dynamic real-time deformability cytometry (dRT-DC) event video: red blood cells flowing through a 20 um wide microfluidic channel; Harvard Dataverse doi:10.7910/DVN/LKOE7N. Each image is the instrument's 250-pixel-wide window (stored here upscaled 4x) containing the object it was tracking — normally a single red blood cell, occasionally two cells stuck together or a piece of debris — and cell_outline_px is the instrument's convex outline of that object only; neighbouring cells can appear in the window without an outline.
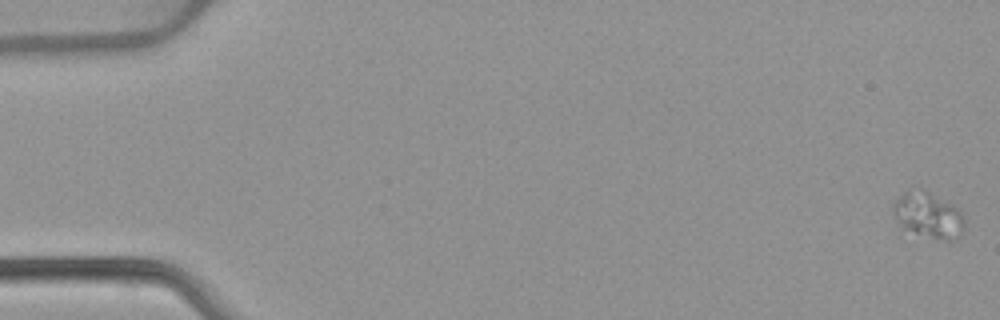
{"species": "common noctule bat (a hibernating species)", "species_latin": "Nyctalus noctula", "temperature_condition": "warm", "stored_images_in_passage": 13, "camera_frame_rate_fps": 3000, "um_per_image_px": 0.085, "animal": {"sex": "female", "body_mass_g": 22.7, "forearm_length_mm": 54.2}, "frame": {"image": 1, "passage_image": 1, "time_ms": 0.0, "image_size_px": [1000, 320], "cell_outline_px": [[964, 228], [956, 240], [944, 240], [916, 232], [904, 228], [896, 220], [892, 208], [896, 200], [912, 184], [920, 184], [952, 204], [960, 212], [964, 220]], "centroid_in_image_um": [78.89, 18.18], "position_along_channel_um": 6.1, "area_um2": 19.31}}